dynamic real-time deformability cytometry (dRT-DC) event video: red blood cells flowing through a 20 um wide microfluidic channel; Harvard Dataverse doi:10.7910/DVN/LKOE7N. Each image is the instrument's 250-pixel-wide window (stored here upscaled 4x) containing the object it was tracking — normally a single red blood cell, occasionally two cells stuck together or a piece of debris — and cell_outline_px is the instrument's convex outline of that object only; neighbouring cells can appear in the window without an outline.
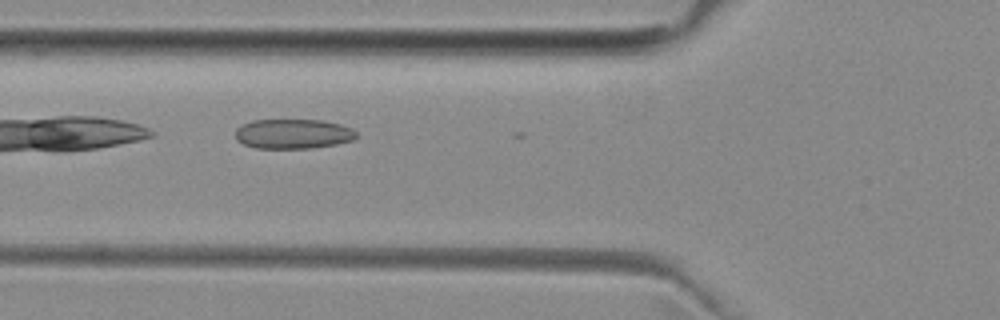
{"species": "common noctule bat (a hibernating species)", "species_latin": "Nyctalus noctula", "temperature_condition": "room temperature", "stored_images_in_passage": 6, "camera_frame_rate_fps": 3000, "um_per_image_px": 0.085, "animal": {"sex": "female", "body_mass_g": 29.2, "forearm_length_mm": 56.3}, "frame": {"image": 1, "passage_image": 5, "time_ms": 4.667, "image_size_px": [1000, 320], "cell_outline_px": [[360, 136], [352, 140], [336, 144], [312, 148], [256, 148], [244, 144], [236, 140], [236, 128], [252, 120], [324, 120], [340, 124], [352, 128]], "centroid_in_image_um": [24.94, 11.37], "position_along_channel_um": 100.9, "area_um2": 21.04}}